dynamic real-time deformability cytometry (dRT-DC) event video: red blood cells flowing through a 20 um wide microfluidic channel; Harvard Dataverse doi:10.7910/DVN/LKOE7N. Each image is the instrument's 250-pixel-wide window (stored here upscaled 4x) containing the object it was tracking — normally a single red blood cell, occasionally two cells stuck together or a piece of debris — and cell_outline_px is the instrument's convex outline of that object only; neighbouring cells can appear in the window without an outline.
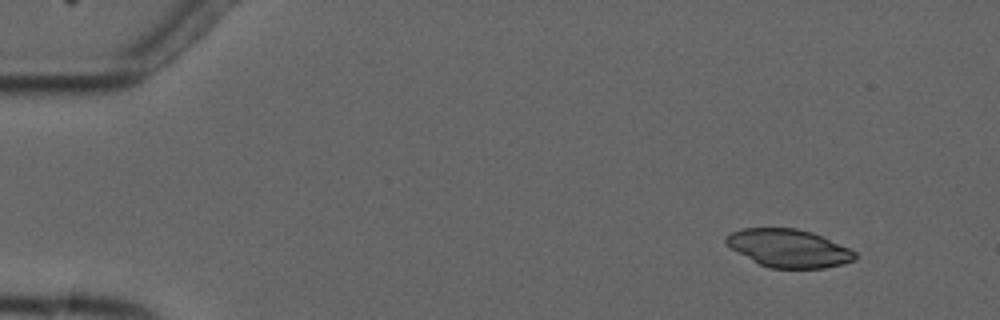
{"species": "common noctule bat (a hibernating species)", "species_latin": "Nyctalus noctula", "temperature_condition": "cold", "stored_images_in_passage": 4, "camera_frame_rate_fps": 3000, "um_per_image_px": 0.085, "animal": {"sex": "male", "forearm_length_mm": 52.5}, "frame": {"image": 1, "passage_image": 2, "time_ms": 1.0, "image_size_px": [1000, 320], "cell_outline_px": [[856, 260], [824, 268], [768, 268], [752, 260], [724, 244], [724, 236], [740, 228], [796, 228], [812, 232], [848, 248], [856, 252]], "centroid_in_image_um": [66.99, 21.09], "position_along_channel_um": 18.0, "area_um2": 28.44}}